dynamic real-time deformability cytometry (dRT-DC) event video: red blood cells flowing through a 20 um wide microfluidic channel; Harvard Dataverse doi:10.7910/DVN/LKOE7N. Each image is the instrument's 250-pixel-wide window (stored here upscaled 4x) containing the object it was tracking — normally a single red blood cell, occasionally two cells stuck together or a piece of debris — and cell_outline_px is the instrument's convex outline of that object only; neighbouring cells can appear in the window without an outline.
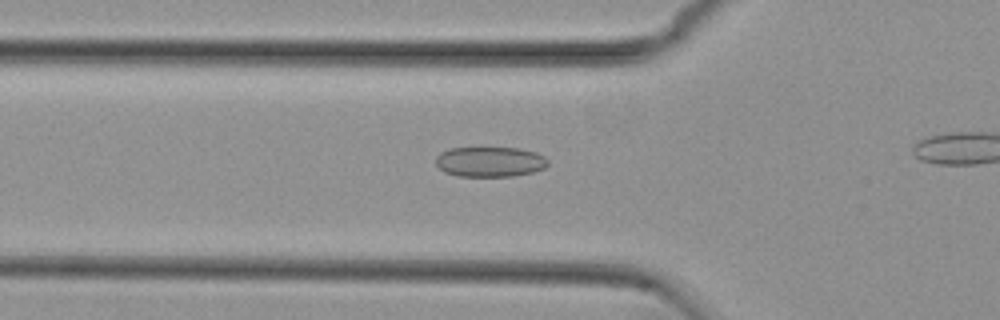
{"species": "common noctule bat (a hibernating species)", "species_latin": "Nyctalus noctula", "temperature_condition": "cold", "stored_images_in_passage": 23, "camera_frame_rate_fps": 3000, "um_per_image_px": 0.085, "animal": {"sex": "female", "body_mass_g": 29.2, "forearm_length_mm": 56.3}, "frame": {"image": 1, "passage_image": 8, "time_ms": 2.333, "image_size_px": [1000, 320], "cell_outline_px": [[548, 164], [544, 168], [532, 172], [512, 176], [456, 176], [444, 172], [436, 164], [436, 156], [440, 152], [448, 148], [520, 148], [536, 152], [544, 156], [548, 160]], "centroid_in_image_um": [41.63, 13.74], "position_along_channel_um": 84.2, "area_um2": 19.77}}
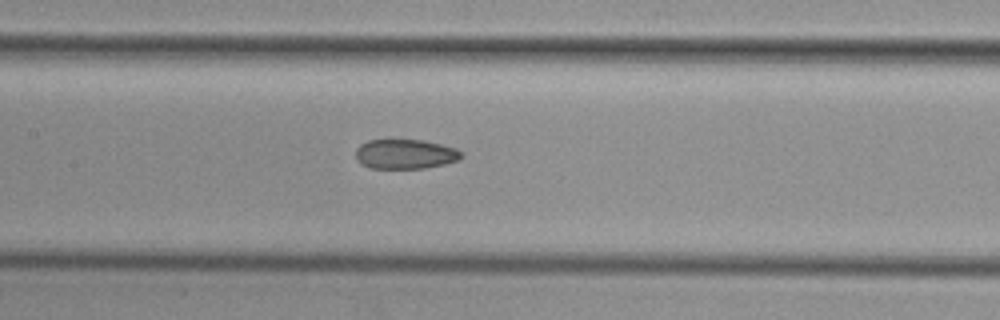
{"frame": {"image": 2, "passage_image": 15, "time_ms": 4.667, "image_size_px": [1000, 320], "cell_outline_px": [[460, 156], [456, 160], [444, 164], [424, 168], [372, 168], [364, 164], [356, 156], [356, 148], [360, 144], [368, 140], [388, 136], [424, 140], [456, 148], [460, 152]], "centroid_in_image_um": [34.38, 13.03], "position_along_channel_um": 173.0, "area_um2": 18.67}}
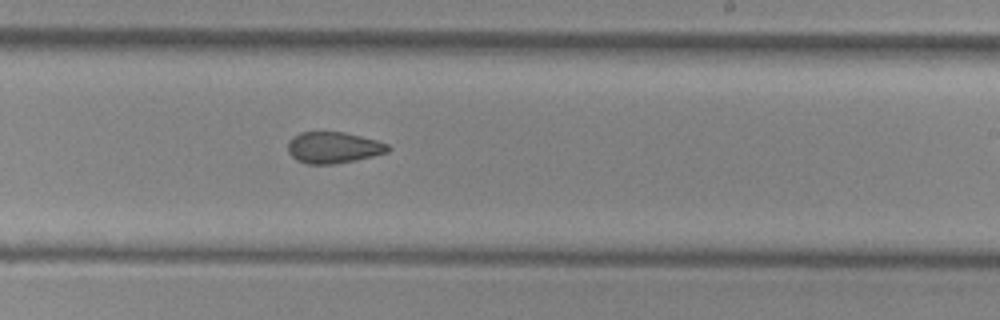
{"frame": {"image": 3, "passage_image": 22, "time_ms": 7.0, "image_size_px": [1000, 320], "cell_outline_px": [[392, 148], [388, 152], [356, 160], [332, 164], [308, 164], [296, 160], [288, 152], [288, 140], [292, 136], [300, 132], [344, 132], [376, 140], [388, 144]], "centroid_in_image_um": [28.32, 12.54], "position_along_channel_um": 260.7, "area_um2": 18.32}}